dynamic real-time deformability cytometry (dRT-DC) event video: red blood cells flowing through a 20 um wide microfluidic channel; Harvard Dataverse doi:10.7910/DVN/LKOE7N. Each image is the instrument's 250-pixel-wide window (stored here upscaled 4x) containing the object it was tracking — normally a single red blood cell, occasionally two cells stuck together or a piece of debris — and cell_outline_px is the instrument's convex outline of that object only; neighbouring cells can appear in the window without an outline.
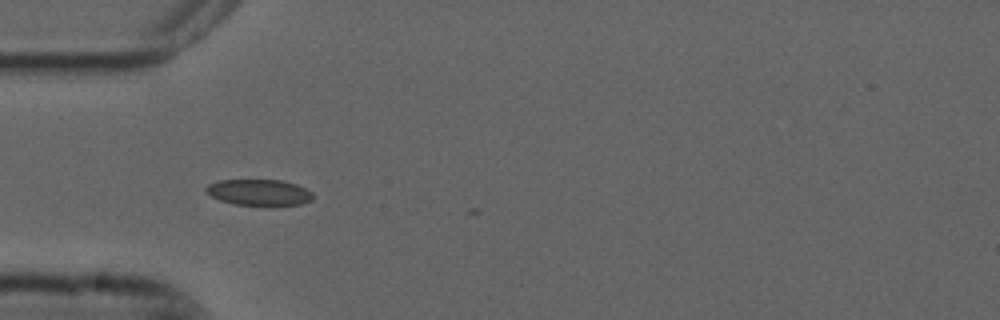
{"species": "common noctule bat (a hibernating species)", "species_latin": "Nyctalus noctula", "temperature_condition": "cold", "stored_images_in_passage": 2, "camera_frame_rate_fps": 3000, "um_per_image_px": 0.085, "animal": {"sex": "male", "forearm_length_mm": 52.5}, "frame": {"image": 1, "passage_image": 1, "time_ms": 0.0, "image_size_px": [1000, 320], "cell_outline_px": [[312, 200], [304, 204], [236, 204], [220, 200], [204, 192], [204, 188], [208, 184], [220, 180], [280, 180], [296, 184], [312, 192]], "centroid_in_image_um": [21.99, 16.33], "position_along_channel_um": 63.0, "area_um2": 15.95}}
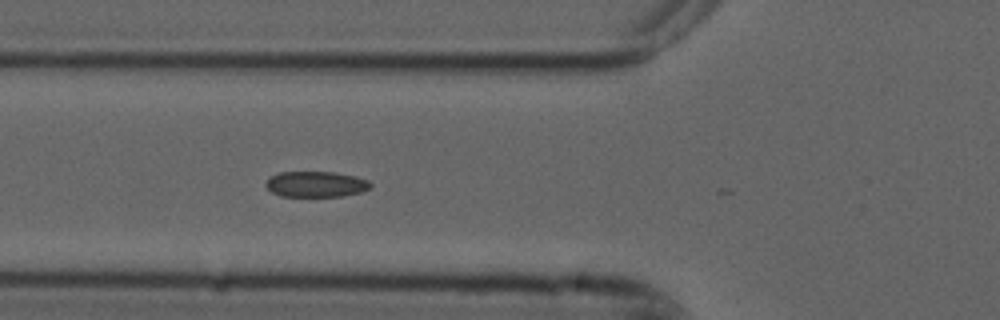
{"frame": {"image": 2, "passage_image": 2, "time_ms": 0.333, "image_size_px": [1000, 320], "cell_outline_px": [[372, 188], [360, 192], [344, 196], [280, 196], [272, 192], [264, 184], [272, 176], [280, 172], [332, 172], [356, 176], [368, 180], [372, 184]], "centroid_in_image_um": [26.89, 15.66], "position_along_channel_um": 98.9, "area_um2": 15.66}}